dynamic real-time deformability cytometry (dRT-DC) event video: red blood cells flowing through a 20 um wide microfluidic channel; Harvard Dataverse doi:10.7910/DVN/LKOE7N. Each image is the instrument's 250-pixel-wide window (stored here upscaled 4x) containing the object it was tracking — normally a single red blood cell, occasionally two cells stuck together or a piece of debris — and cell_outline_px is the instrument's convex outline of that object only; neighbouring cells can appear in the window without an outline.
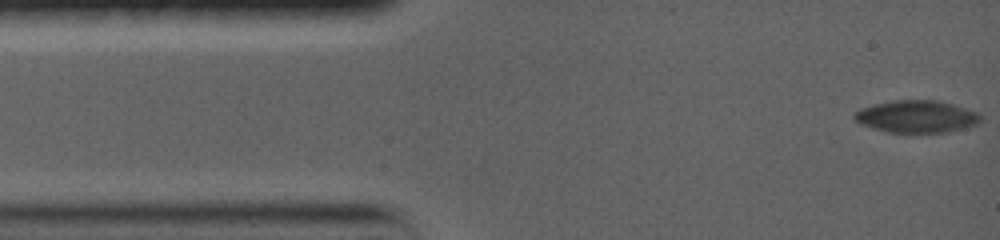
{"species": "common noctule bat (a hibernating species)", "species_latin": "Nyctalus noctula", "temperature_condition": "warm", "stored_images_in_passage": 64, "camera_frame_rate_fps": 5000, "um_per_image_px": 0.085, "animal": {"sex": "female", "body_mass_g": 19.0, "forearm_length_mm": 56.7}, "frame": {"image": 1, "passage_image": 1, "time_ms": 0.0, "image_size_px": [1000, 240], "cell_outline_px": [[980, 120], [976, 124], [948, 132], [888, 132], [860, 124], [852, 116], [860, 108], [892, 100], [940, 100], [976, 112], [980, 116]], "centroid_in_image_um": [77.88, 9.9], "position_along_channel_um": 7.1, "area_um2": 23.41}}
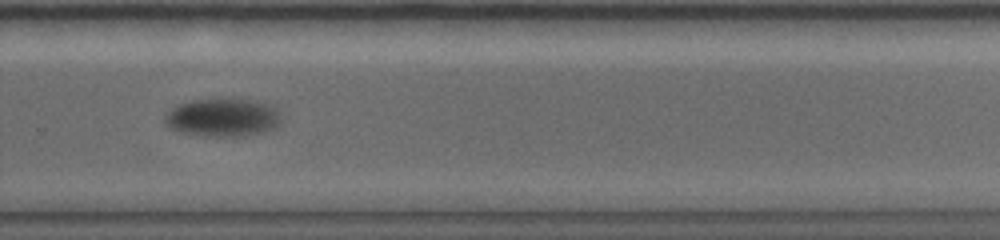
{"frame": {"image": 2, "passage_image": 38, "time_ms": 11.2, "image_size_px": [1000, 240], "cell_outline_px": [[272, 124], [260, 128], [240, 132], [208, 132], [180, 128], [172, 124], [168, 120], [168, 116], [180, 104], [192, 100], [240, 100], [264, 104], [272, 112]], "centroid_in_image_um": [18.79, 9.85], "position_along_channel_um": 311.0, "area_um2": 20.35}}
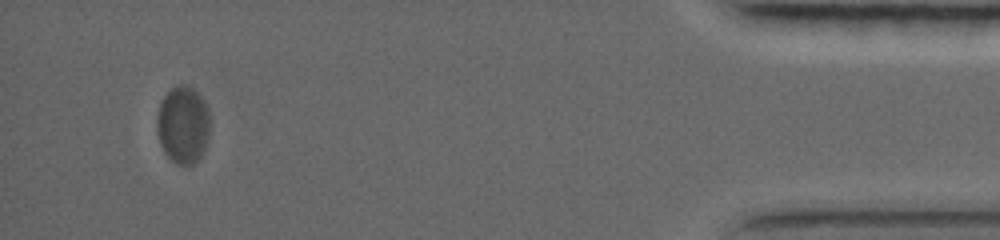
{"frame": {"image": 3, "passage_image": 57, "time_ms": 17.0, "image_size_px": [1000, 240], "cell_outline_px": [[204, 128], [196, 148], [192, 156], [180, 160], [176, 160], [172, 156], [164, 144], [160, 136], [160, 104], [168, 92], [172, 88], [188, 88], [200, 100]], "centroid_in_image_um": [15.39, 10.42], "position_along_channel_um": 419.8, "area_um2": 18.09}, "authors_computed_cell_mechanics": {"area_um2": 23.4668, "velocity_mm_per_s": 3.4213, "shape_relaxation_time_tau1_ms": 2.4001, "shape_relaxation_time_tau2_ms": null, "deformation_change_tau1": 0.1141, "deformation_change_tau2": null}}